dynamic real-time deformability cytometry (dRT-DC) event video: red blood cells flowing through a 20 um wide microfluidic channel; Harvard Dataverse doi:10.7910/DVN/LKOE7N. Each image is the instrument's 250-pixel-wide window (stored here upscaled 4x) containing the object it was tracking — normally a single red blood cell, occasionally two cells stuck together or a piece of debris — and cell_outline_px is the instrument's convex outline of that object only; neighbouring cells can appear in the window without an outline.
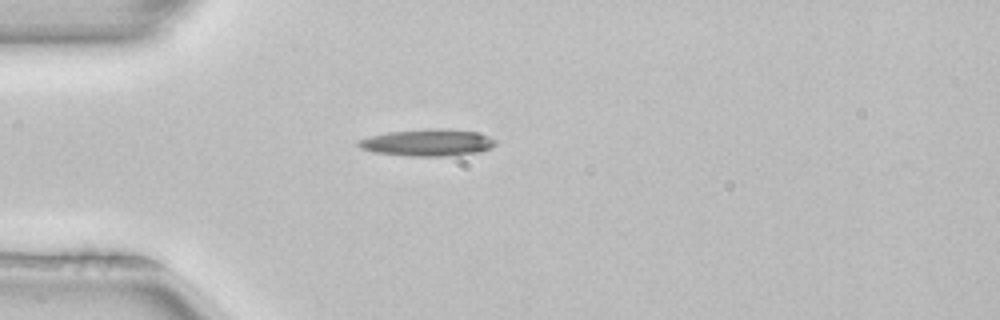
{"species": "common noctule bat (a hibernating species)", "species_latin": "Nyctalus noctula", "temperature_condition": "room temperature", "stored_images_in_passage": 3, "camera_frame_rate_fps": 3000, "um_per_image_px": 0.085, "animal": {"sex": "female", "body_mass_g": 22.7, "forearm_length_mm": 54.2}, "frame": {"image": 1, "passage_image": 2, "time_ms": 0.333, "image_size_px": [1000, 320], "cell_outline_px": [[496, 144], [492, 148], [480, 152], [444, 156], [412, 156], [376, 152], [360, 148], [356, 144], [356, 140], [368, 136], [388, 132], [428, 128], [444, 128], [480, 132], [496, 140]], "centroid_in_image_um": [36.36, 12.1], "position_along_channel_um": 48.6, "area_um2": 21.73}}